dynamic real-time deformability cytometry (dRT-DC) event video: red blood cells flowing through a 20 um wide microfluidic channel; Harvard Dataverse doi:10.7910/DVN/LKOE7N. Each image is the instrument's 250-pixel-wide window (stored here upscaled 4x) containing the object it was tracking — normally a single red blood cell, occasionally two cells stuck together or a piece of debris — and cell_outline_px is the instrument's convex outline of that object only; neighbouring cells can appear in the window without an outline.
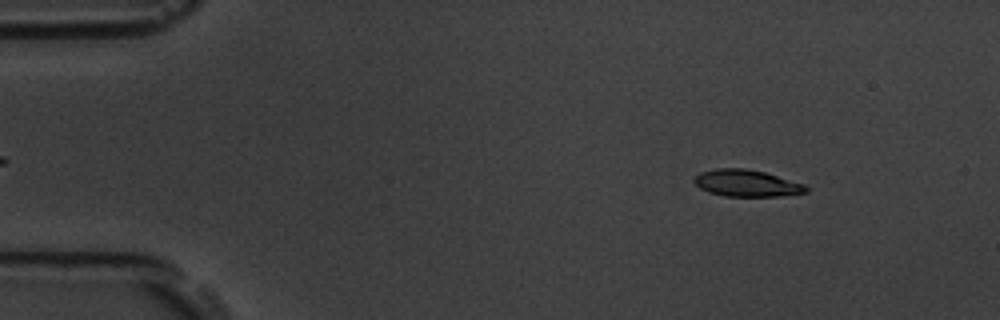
{"species": "common noctule bat (a hibernating species)", "species_latin": "Nyctalus noctula", "temperature_condition": "room temperature", "stored_images_in_passage": 57, "camera_frame_rate_fps": 3000, "um_per_image_px": 0.085, "animal": {"sex": "male", "body_mass_g": 19.5, "forearm_length_mm": 54.6}, "frame": {"image": 1, "passage_image": 7, "time_ms": 2.0, "image_size_px": [1000, 320], "cell_outline_px": [[808, 192], [780, 196], [724, 196], [708, 192], [700, 188], [692, 180], [700, 172], [716, 168], [744, 168], [764, 172], [804, 184], [808, 188]], "centroid_in_image_um": [63.44, 15.57], "position_along_channel_um": 21.6, "area_um2": 17.4}}
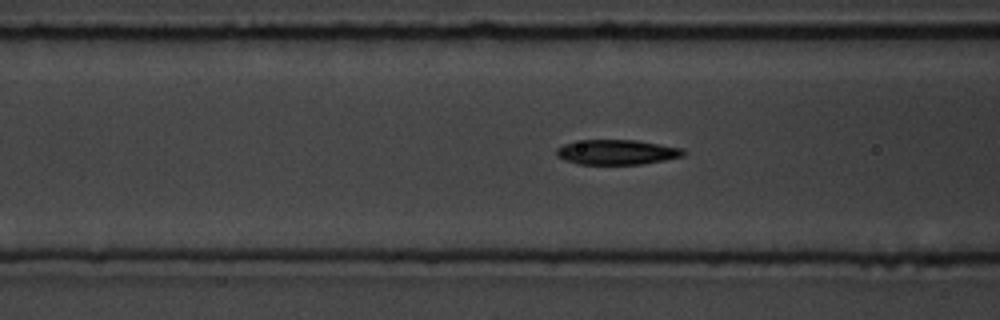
{"frame": {"image": 2, "passage_image": 22, "time_ms": 7.0, "image_size_px": [1000, 320], "cell_outline_px": [[688, 152], [684, 156], [664, 160], [640, 164], [576, 164], [564, 160], [556, 156], [556, 148], [564, 144], [584, 140], [636, 140], [684, 148]], "centroid_in_image_um": [52.45, 12.93], "position_along_channel_um": 114.1, "area_um2": 18.55}}
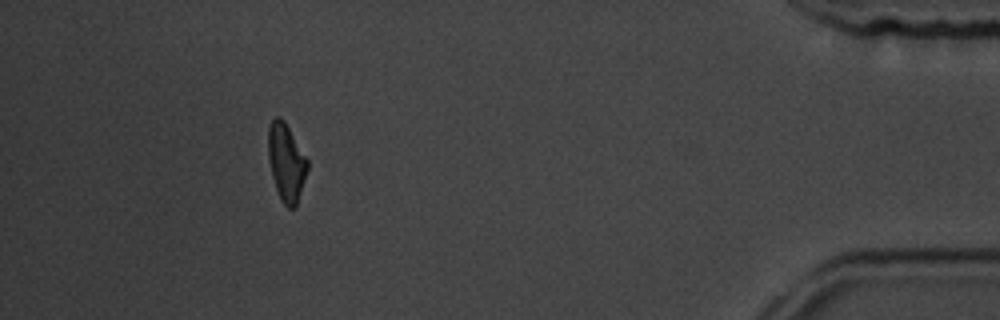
{"frame": {"image": 3, "passage_image": 52, "time_ms": 17.0, "image_size_px": [1000, 320], "cell_outline_px": [[308, 168], [296, 208], [288, 208], [280, 200], [272, 176], [268, 160], [268, 128], [272, 120], [276, 116], [280, 116], [284, 120], [308, 160]], "centroid_in_image_um": [24.32, 13.81], "position_along_channel_um": 410.9, "area_um2": 17.8}, "authors_computed_cell_mechanics": {"area_um2": 17.918, "velocity_mm_per_s": 3.555, "shape_relaxation_time_tau1_ms": 4.0565, "shape_relaxation_time_tau2_ms": 5.4007, "deformation_change_tau1": 0.1532, "deformation_change_tau2": 0.1234}}